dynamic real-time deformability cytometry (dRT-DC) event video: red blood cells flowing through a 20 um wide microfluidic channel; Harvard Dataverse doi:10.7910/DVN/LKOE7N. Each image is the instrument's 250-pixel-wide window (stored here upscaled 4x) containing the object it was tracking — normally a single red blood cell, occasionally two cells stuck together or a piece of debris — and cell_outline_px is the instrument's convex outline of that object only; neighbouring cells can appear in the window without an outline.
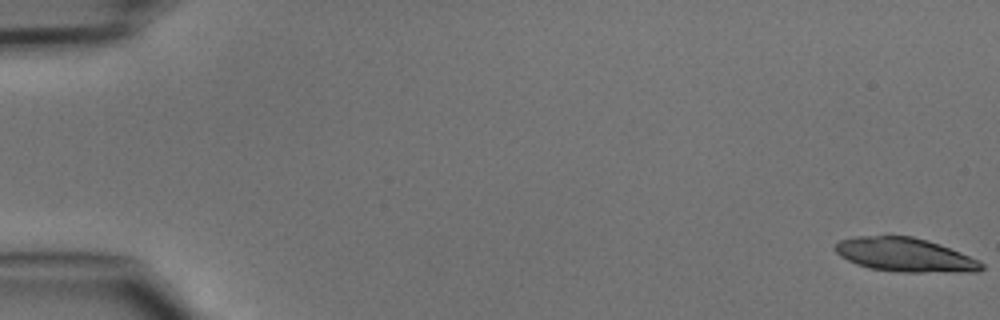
{"species": "common noctule bat (a hibernating species)", "species_latin": "Nyctalus noctula", "temperature_condition": "cold", "stored_images_in_passage": 16, "camera_frame_rate_fps": 3000, "um_per_image_px": 0.085, "animal": {"sex": "male", "body_mass_g": 15.6}, "frame": {"image": 1, "passage_image": 1, "time_ms": 0.0, "image_size_px": [1000, 320], "cell_outline_px": [[984, 268], [980, 272], [900, 272], [868, 268], [856, 264], [840, 256], [836, 252], [836, 244], [840, 240], [856, 236], [912, 236], [928, 240], [940, 244], [980, 260], [984, 264]], "centroid_in_image_um": [76.97, 21.67], "position_along_channel_um": 8.0, "area_um2": 29.02}}
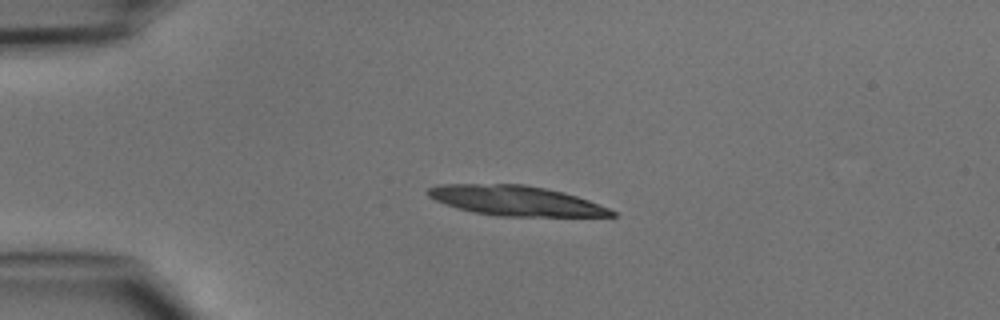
{"frame": {"image": 2, "passage_image": 12, "time_ms": 3.667, "image_size_px": [1000, 320], "cell_outline_px": [[616, 216], [496, 216], [472, 212], [444, 204], [428, 196], [428, 188], [440, 184], [524, 184], [564, 192], [588, 200], [608, 208], [616, 212]], "centroid_in_image_um": [43.82, 17.06], "position_along_channel_um": 41.2, "area_um2": 31.85}}